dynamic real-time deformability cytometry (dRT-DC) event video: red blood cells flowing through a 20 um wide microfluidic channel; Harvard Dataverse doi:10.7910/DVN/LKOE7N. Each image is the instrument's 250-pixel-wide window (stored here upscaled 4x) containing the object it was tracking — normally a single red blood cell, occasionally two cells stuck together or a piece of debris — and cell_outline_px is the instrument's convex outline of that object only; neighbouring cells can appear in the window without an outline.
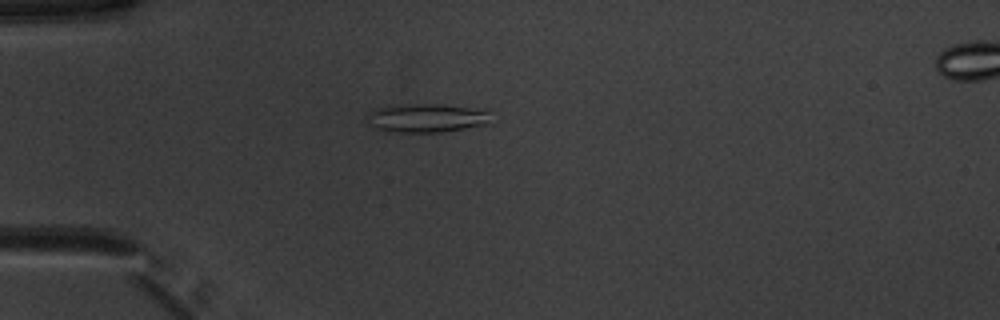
{"species": "common noctule bat (a hibernating species)", "species_latin": "Nyctalus noctula", "temperature_condition": "warm", "stored_images_in_passage": 38, "camera_frame_rate_fps": 3000, "um_per_image_px": 0.085, "animal": {"sex": "male", "body_mass_g": 20.1, "forearm_length_mm": 53.5}, "frame": {"image": 1, "passage_image": 1, "time_ms": 0.0, "image_size_px": [1000, 320], "cell_outline_px": [[488, 124], [440, 132], [384, 132], [368, 124], [368, 112], [376, 108], [392, 104], [444, 104], [484, 108], [488, 112]], "centroid_in_image_um": [36.22, 10.01], "position_along_channel_um": 48.8, "area_um2": 21.1}}
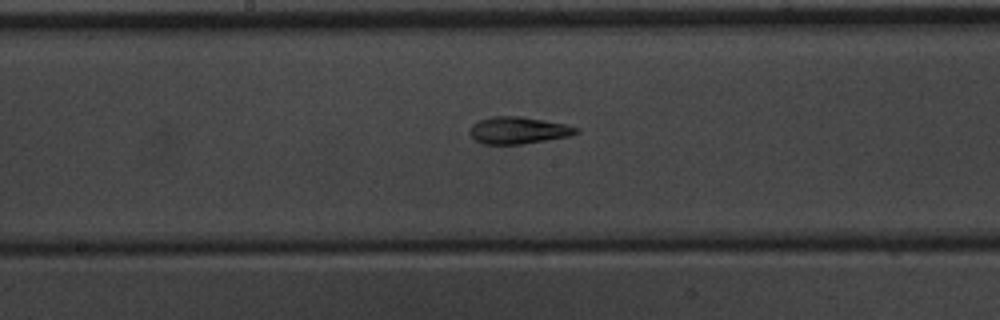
{"frame": {"image": 2, "passage_image": 14, "time_ms": 4.333, "image_size_px": [1000, 320], "cell_outline_px": [[580, 132], [568, 136], [520, 144], [484, 144], [476, 140], [468, 132], [468, 128], [472, 124], [480, 120], [492, 116], [520, 116], [568, 124], [580, 128]], "centroid_in_image_um": [44.05, 11.06], "position_along_channel_um": 204.1, "area_um2": 16.76}}
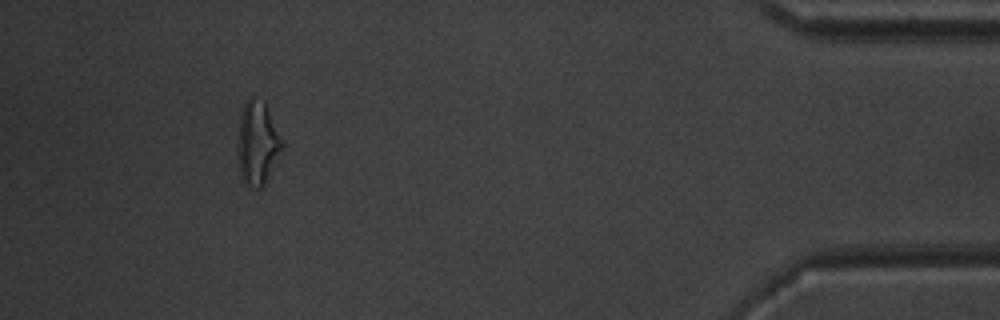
{"frame": {"image": 3, "passage_image": 34, "time_ms": 11.0, "image_size_px": [1000, 320], "cell_outline_px": [[284, 148], [264, 184], [260, 188], [256, 188], [244, 184], [240, 176], [240, 112], [244, 100], [252, 96], [264, 100], [268, 108], [284, 144]], "centroid_in_image_um": [21.92, 12.12], "position_along_channel_um": 413.3, "area_um2": 21.33}, "authors_computed_cell_mechanics": {"area_um2": 16.762, "velocity_mm_per_s": 3.9807, "shape_relaxation_time_tau1_ms": null, "shape_relaxation_time_tau2_ms": 2.7292, "deformation_change_tau1": null, "deformation_change_tau2": 0.1268}}